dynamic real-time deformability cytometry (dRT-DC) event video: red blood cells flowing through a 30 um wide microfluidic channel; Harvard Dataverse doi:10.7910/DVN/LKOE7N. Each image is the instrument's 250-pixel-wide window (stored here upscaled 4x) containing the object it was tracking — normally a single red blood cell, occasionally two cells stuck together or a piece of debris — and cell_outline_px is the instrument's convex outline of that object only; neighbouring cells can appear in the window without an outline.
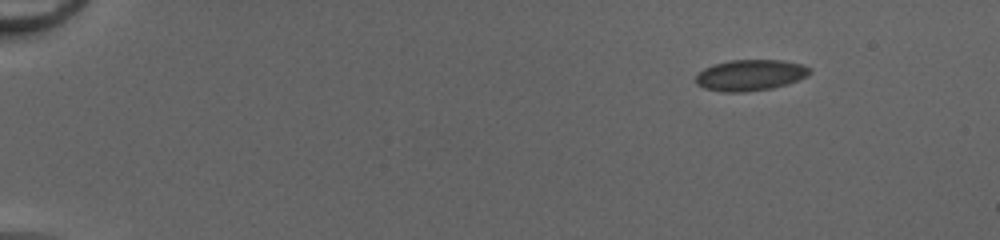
{"species": "common noctule bat (a hibernating species)", "species_latin": "Nyctalus noctula", "temperature_condition": "cold", "stored_images_in_passage": 6, "camera_frame_rate_fps": 3000, "um_per_image_px": 0.085, "animal": {"sex": "female", "body_mass_g": 20.0, "forearm_length_mm": 54.0}, "frame": {"image": 1, "passage_image": 1, "time_ms": 0.0, "image_size_px": [1000, 240], "cell_outline_px": [[812, 68], [804, 76], [796, 80], [772, 88], [740, 92], [728, 92], [704, 88], [696, 84], [696, 76], [704, 68], [716, 64], [732, 60], [780, 60], [800, 64]], "centroid_in_image_um": [63.73, 6.38], "position_along_channel_um": 21.3, "area_um2": 20.06}}